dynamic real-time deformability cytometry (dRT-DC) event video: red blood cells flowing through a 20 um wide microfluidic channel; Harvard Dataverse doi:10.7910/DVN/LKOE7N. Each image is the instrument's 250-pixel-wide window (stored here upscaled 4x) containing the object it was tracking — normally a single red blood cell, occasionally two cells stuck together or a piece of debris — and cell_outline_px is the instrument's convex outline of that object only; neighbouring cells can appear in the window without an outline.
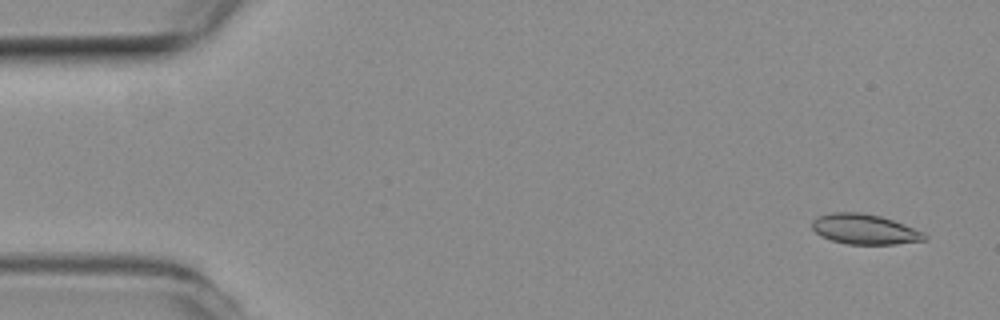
{"species": "common noctule bat (a hibernating species)", "species_latin": "Nyctalus noctula", "temperature_condition": "room temperature", "stored_images_in_passage": 4, "camera_frame_rate_fps": 3000, "um_per_image_px": 0.085, "animal": {"sex": "female", "body_mass_g": 19.3, "forearm_length_mm": 54.1}, "frame": {"image": 1, "passage_image": 1, "time_ms": 0.0, "image_size_px": [1000, 320], "cell_outline_px": [[928, 240], [896, 244], [848, 244], [832, 240], [820, 236], [812, 228], [812, 220], [816, 216], [832, 212], [860, 212], [880, 216], [904, 224], [924, 232], [928, 236]], "centroid_in_image_um": [73.5, 19.48], "position_along_channel_um": 11.5, "area_um2": 19.88}}
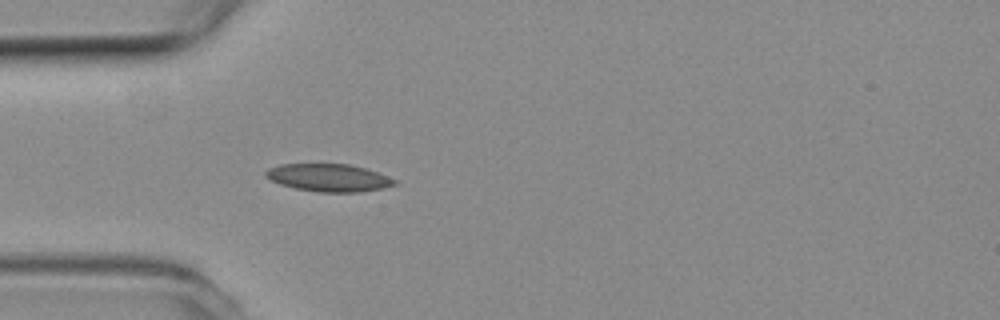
{"frame": {"image": 2, "passage_image": 4, "time_ms": 1.0, "image_size_px": [1000, 320], "cell_outline_px": [[396, 184], [384, 188], [360, 192], [316, 192], [296, 188], [280, 184], [264, 176], [264, 172], [268, 168], [280, 164], [348, 164], [364, 168], [376, 172], [396, 180]], "centroid_in_image_um": [27.91, 15.11], "position_along_channel_um": 57.1, "area_um2": 20.63}}